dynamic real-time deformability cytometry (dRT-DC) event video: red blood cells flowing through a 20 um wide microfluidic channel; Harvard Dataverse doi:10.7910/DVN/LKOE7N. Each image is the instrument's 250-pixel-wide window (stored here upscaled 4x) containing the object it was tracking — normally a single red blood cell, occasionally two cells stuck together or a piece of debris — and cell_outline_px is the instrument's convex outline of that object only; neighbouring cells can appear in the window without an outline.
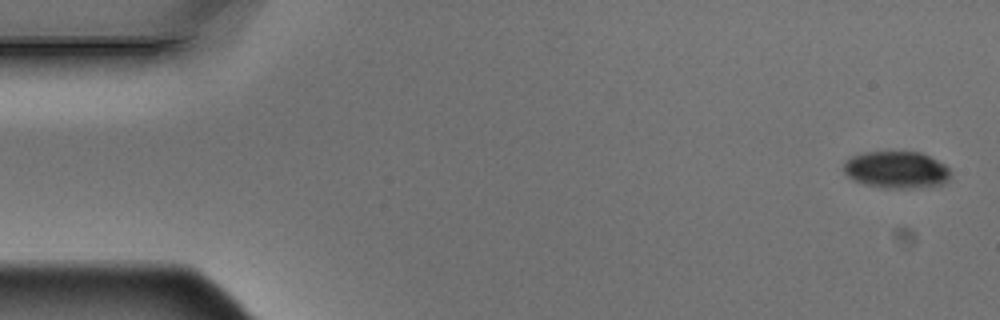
{"species": "Egyptian fruit bat (a non-hibernating species)", "species_latin": "Rousettus aegyptiacus", "temperature_condition": "warm", "stored_images_in_passage": 5, "camera_frame_rate_fps": 3000, "um_per_image_px": 0.085, "animal": {"sex": "male"}, "frame": {"image": 1, "passage_image": 1, "time_ms": 0.0, "image_size_px": [1000, 320], "cell_outline_px": [[952, 176], [944, 184], [932, 188], [884, 188], [864, 184], [852, 180], [844, 172], [844, 160], [852, 156], [864, 152], [920, 152], [944, 164], [948, 168]], "centroid_in_image_um": [76.22, 14.46], "position_along_channel_um": 8.8, "area_um2": 23.41}}
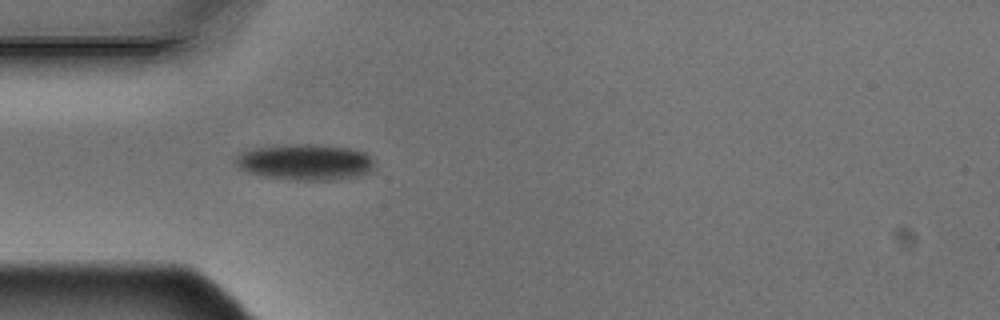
{"frame": {"image": 2, "passage_image": 5, "time_ms": 1.333, "image_size_px": [1000, 320], "cell_outline_px": [[372, 168], [368, 172], [356, 176], [324, 180], [296, 180], [264, 176], [248, 172], [240, 168], [236, 164], [236, 156], [240, 152], [256, 148], [292, 144], [308, 144], [348, 148], [364, 152], [372, 160]], "centroid_in_image_um": [25.9, 13.78], "position_along_channel_um": 59.1, "area_um2": 28.5}}